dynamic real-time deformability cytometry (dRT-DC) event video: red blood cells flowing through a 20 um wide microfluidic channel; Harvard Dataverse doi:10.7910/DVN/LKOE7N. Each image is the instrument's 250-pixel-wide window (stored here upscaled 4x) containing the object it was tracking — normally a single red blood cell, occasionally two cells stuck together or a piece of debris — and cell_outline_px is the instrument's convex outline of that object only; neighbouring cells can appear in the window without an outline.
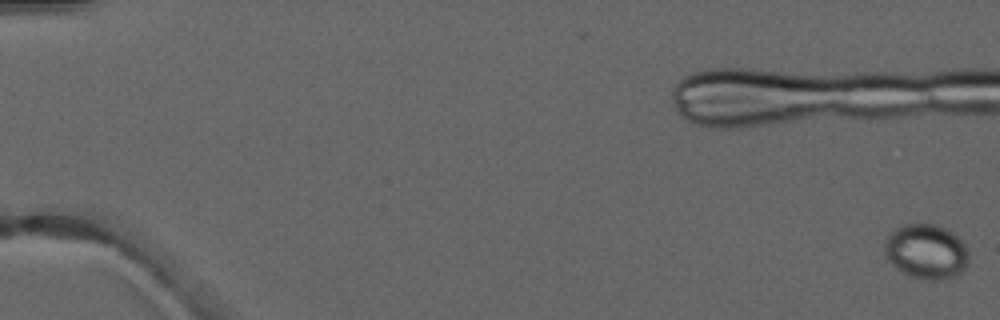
{"species": "common noctule bat (a hibernating species)", "species_latin": "Nyctalus noctula", "temperature_condition": "warm", "stored_images_in_passage": 5, "camera_frame_rate_fps": 3000, "um_per_image_px": 0.085, "animal": {"sex": "male", "forearm_length_mm": 52.5}, "frame": {"image": 1, "passage_image": 1, "time_ms": 0.0, "image_size_px": [1000, 320], "cell_outline_px": [[968, 264], [956, 276], [944, 280], [932, 280], [908, 276], [896, 268], [888, 260], [884, 252], [884, 240], [896, 228], [904, 224], [936, 224], [952, 232], [964, 244], [968, 252]], "centroid_in_image_um": [78.72, 21.39], "position_along_channel_um": 6.3, "area_um2": 26.93}}